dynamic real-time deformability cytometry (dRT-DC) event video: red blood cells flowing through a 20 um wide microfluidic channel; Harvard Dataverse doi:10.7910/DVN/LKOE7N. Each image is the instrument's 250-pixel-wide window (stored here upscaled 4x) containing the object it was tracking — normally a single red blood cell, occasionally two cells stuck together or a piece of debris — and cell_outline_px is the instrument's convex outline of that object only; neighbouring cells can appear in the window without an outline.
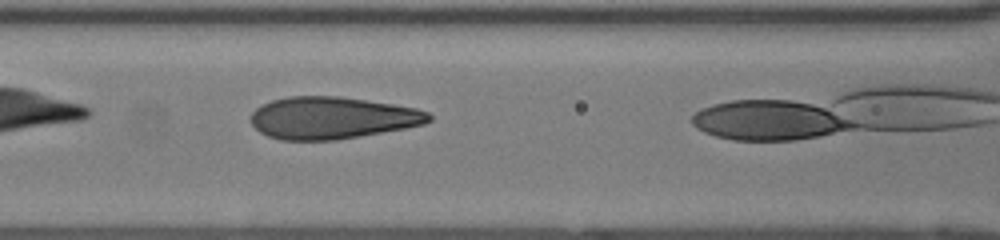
{"species": "human", "species_latin": "Homo sapiens", "temperature_condition": "room temperature", "stored_images_in_passage": 10, "camera_frame_rate_fps": 3000, "um_per_image_px": 0.085, "donor": {"sex": "female"}, "frame": {"image": 1, "passage_image": 4, "time_ms": 1.0, "image_size_px": [1000, 240], "cell_outline_px": [[432, 120], [424, 124], [404, 128], [360, 136], [336, 140], [280, 140], [268, 136], [260, 132], [252, 124], [252, 112], [256, 108], [272, 100], [288, 96], [340, 96], [392, 104], [416, 108], [428, 112], [432, 116]], "centroid_in_image_um": [28.23, 10.02], "position_along_channel_um": 138.4, "area_um2": 43.52}}